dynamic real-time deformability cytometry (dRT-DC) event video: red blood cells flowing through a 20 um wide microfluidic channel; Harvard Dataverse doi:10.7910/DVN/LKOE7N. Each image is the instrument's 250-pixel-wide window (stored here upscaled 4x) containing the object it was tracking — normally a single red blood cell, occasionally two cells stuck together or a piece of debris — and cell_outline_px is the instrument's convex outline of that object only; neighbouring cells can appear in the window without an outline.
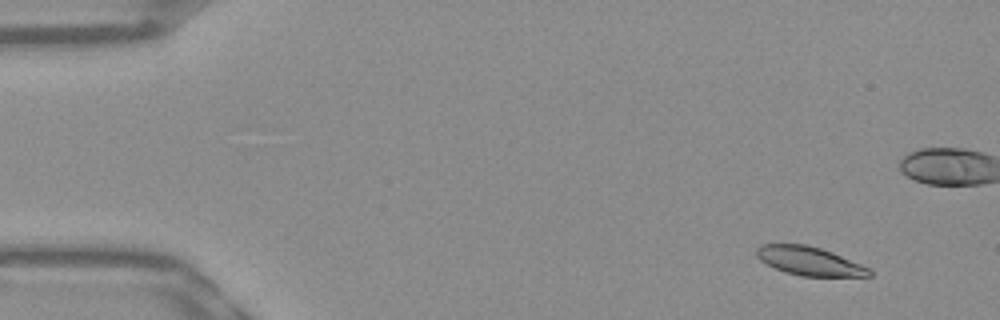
{"species": "Egyptian fruit bat (a non-hibernating species)", "species_latin": "Rousettus aegyptiacus", "temperature_condition": "warm", "stored_images_in_passage": 30, "camera_frame_rate_fps": 3000, "um_per_image_px": 0.085, "frame": {"image": 1, "passage_image": 5, "time_ms": 1.333, "image_size_px": [1000, 320], "cell_outline_px": [[872, 276], [800, 276], [784, 272], [760, 260], [756, 256], [756, 248], [764, 244], [804, 244], [820, 248], [832, 252], [860, 264], [868, 268], [872, 272]], "centroid_in_image_um": [68.78, 22.19], "position_along_channel_um": 16.2, "area_um2": 18.61}}
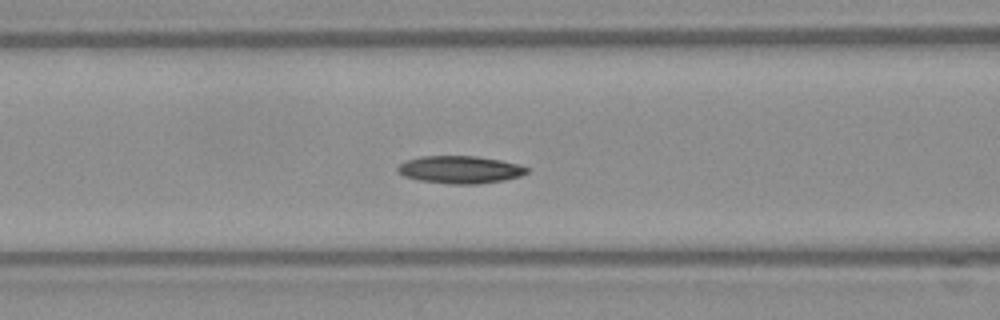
{"frame": {"image": 2, "passage_image": 22, "time_ms": 7.0, "image_size_px": [1000, 320], "cell_outline_px": [[528, 172], [520, 176], [504, 180], [480, 184], [452, 184], [416, 180], [404, 176], [396, 172], [396, 168], [400, 164], [408, 160], [420, 156], [476, 156], [500, 160], [520, 164], [528, 168]], "centroid_in_image_um": [39.09, 14.42], "position_along_channel_um": 127.5, "area_um2": 20.87}}
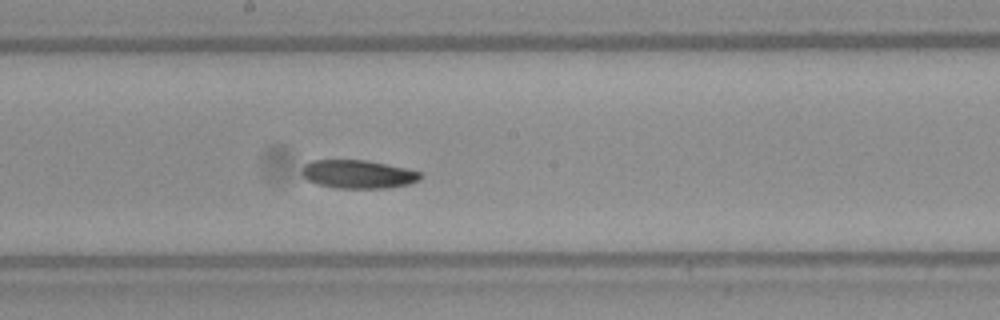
{"frame": {"image": 3, "passage_image": 29, "time_ms": 9.333, "image_size_px": [1000, 320], "cell_outline_px": [[420, 180], [408, 184], [388, 188], [336, 188], [316, 184], [308, 180], [300, 172], [304, 164], [312, 160], [368, 160], [404, 168], [420, 172]], "centroid_in_image_um": [30.39, 14.81], "position_along_channel_um": 217.8, "area_um2": 19.59}}